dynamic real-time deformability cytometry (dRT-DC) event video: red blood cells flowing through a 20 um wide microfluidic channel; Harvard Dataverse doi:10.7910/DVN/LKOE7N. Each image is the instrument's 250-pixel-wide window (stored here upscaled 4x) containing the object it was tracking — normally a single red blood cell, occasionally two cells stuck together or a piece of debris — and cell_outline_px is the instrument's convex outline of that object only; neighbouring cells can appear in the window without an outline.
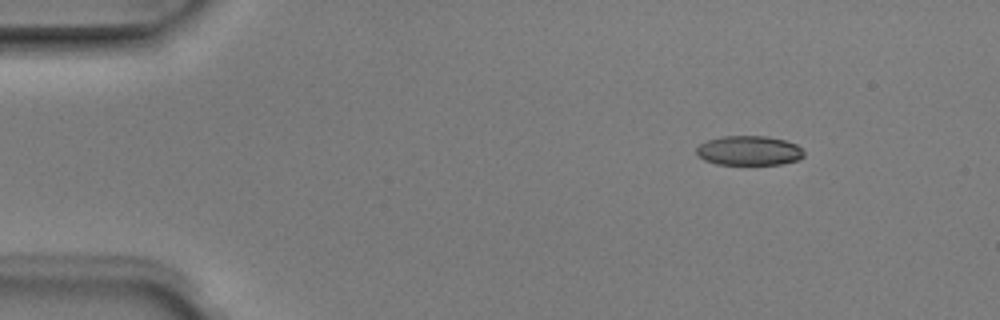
{"species": "Egyptian fruit bat (a non-hibernating species)", "species_latin": "Rousettus aegyptiacus", "temperature_condition": "room temperature", "stored_images_in_passage": 3, "camera_frame_rate_fps": 3000, "um_per_image_px": 0.085, "animal": {"sex": "male"}, "frame": {"image": 1, "passage_image": 1, "time_ms": 0.0, "image_size_px": [1000, 320], "cell_outline_px": [[804, 156], [796, 160], [780, 164], [716, 164], [704, 160], [696, 152], [696, 148], [700, 144], [708, 140], [724, 136], [768, 136], [784, 140], [796, 144], [804, 152]], "centroid_in_image_um": [63.66, 12.8], "position_along_channel_um": 21.3, "area_um2": 18.32}}